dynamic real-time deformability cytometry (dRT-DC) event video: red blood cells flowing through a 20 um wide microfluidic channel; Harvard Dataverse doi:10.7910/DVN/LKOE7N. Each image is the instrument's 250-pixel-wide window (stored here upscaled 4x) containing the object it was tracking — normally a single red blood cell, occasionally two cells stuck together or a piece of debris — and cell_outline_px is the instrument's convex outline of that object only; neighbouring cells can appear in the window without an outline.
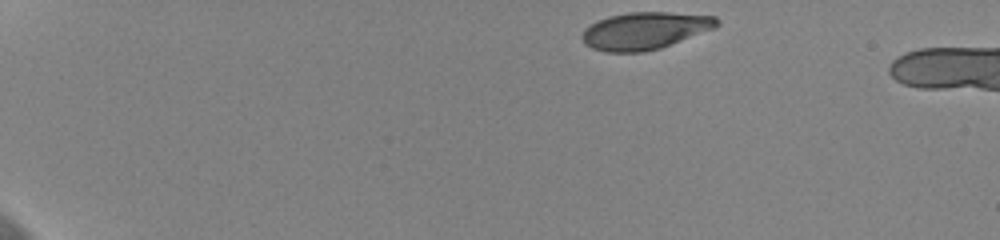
{"species": "human", "species_latin": "Homo sapiens", "temperature_condition": "cold", "stored_images_in_passage": 6, "camera_frame_rate_fps": 3000, "um_per_image_px": 0.085, "donor": {"sex": "female"}, "frame": {"image": 1, "passage_image": 1, "time_ms": 0.0, "image_size_px": [1000, 240], "cell_outline_px": [[720, 24], [716, 28], [660, 48], [644, 52], [604, 52], [592, 48], [584, 44], [580, 36], [584, 28], [608, 16], [628, 12], [668, 12], [716, 16], [720, 20]], "centroid_in_image_um": [54.82, 2.61], "position_along_channel_um": 30.2, "area_um2": 29.48}}